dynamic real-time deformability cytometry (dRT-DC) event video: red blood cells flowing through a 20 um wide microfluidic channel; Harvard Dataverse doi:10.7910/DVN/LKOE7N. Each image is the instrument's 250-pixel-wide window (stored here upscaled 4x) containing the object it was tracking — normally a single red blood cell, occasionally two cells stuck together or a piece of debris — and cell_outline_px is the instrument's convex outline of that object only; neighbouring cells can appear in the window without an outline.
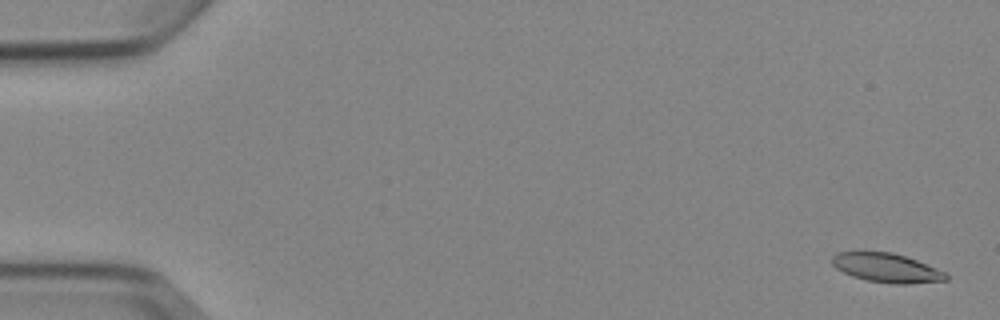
{"species": "Egyptian fruit bat (a non-hibernating species)", "species_latin": "Rousettus aegyptiacus", "temperature_condition": "cold", "stored_images_in_passage": 5, "camera_frame_rate_fps": 3000, "um_per_image_px": 0.085, "animal": {"sex": "female"}, "frame": {"image": 1, "passage_image": 1, "time_ms": 0.0, "image_size_px": [1000, 320], "cell_outline_px": [[948, 280], [908, 284], [892, 284], [868, 280], [852, 276], [836, 268], [832, 264], [832, 256], [836, 252], [892, 252], [916, 260], [944, 272], [948, 276]], "centroid_in_image_um": [75.34, 22.77], "position_along_channel_um": 9.7, "area_um2": 19.07}}
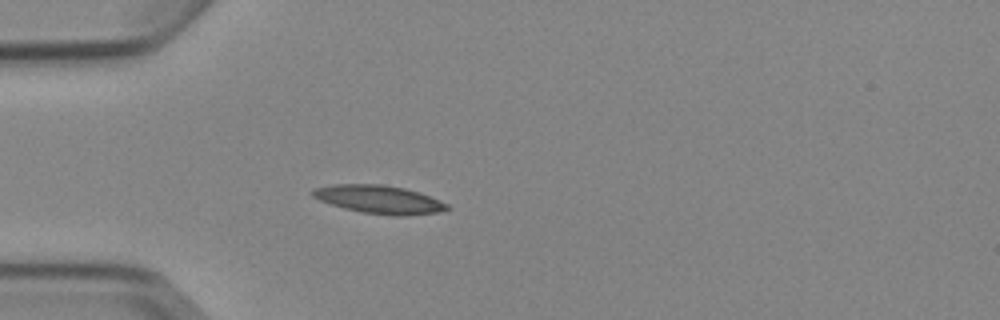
{"frame": {"image": 2, "passage_image": 5, "time_ms": 4.667, "image_size_px": [1000, 320], "cell_outline_px": [[452, 208], [440, 212], [404, 216], [392, 216], [360, 212], [344, 208], [320, 200], [312, 196], [308, 192], [312, 188], [332, 184], [380, 184], [404, 188], [420, 192], [440, 200], [448, 204]], "centroid_in_image_um": [32.23, 16.95], "position_along_channel_um": 52.8, "area_um2": 22.43}}